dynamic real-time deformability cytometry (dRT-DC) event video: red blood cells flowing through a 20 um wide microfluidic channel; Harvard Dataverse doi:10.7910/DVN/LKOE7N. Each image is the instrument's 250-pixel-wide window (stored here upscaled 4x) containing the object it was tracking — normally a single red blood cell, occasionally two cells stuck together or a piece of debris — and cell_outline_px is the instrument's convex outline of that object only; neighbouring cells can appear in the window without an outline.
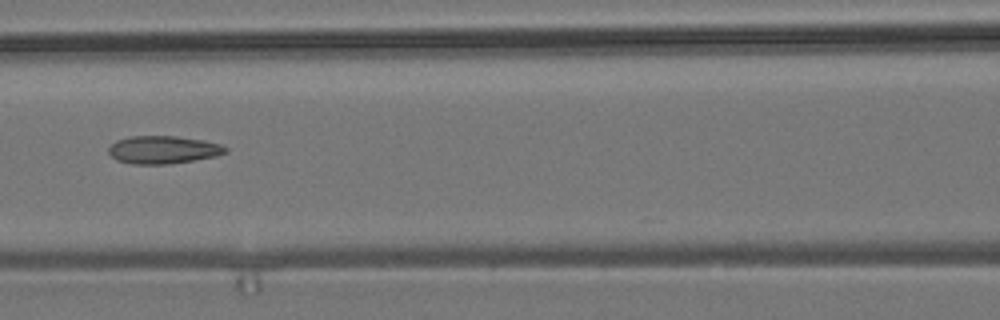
{"species": "common noctule bat (a hibernating species)", "species_latin": "Nyctalus noctula", "temperature_condition": "room temperature", "stored_images_in_passage": 9, "camera_frame_rate_fps": 3000, "um_per_image_px": 0.085, "animal": {"sex": "male", "body_mass_g": 19.2, "forearm_length_mm": 51.8}, "frame": {"image": 1, "passage_image": 6, "time_ms": 7.0, "image_size_px": [1000, 320], "cell_outline_px": [[228, 152], [216, 156], [168, 164], [132, 164], [116, 160], [108, 152], [108, 148], [116, 140], [132, 136], [176, 136], [204, 140], [220, 144], [228, 148]], "centroid_in_image_um": [13.87, 12.72], "position_along_channel_um": 152.7, "area_um2": 18.96}}
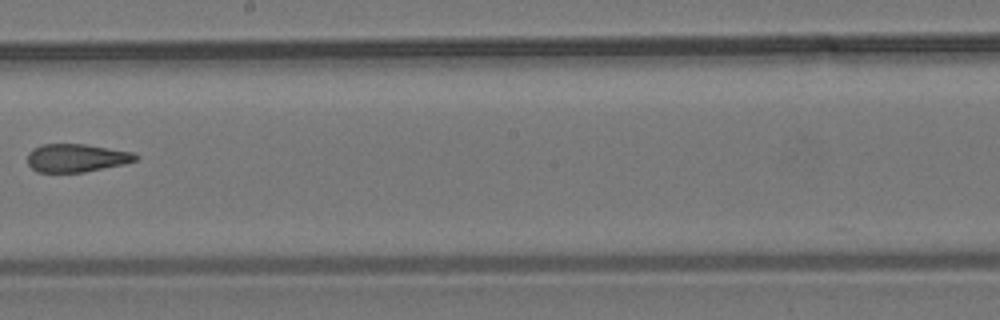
{"frame": {"image": 2, "passage_image": 8, "time_ms": 9.333, "image_size_px": [1000, 320], "cell_outline_px": [[140, 156], [136, 160], [124, 164], [84, 172], [36, 172], [28, 164], [28, 152], [32, 148], [40, 144], [84, 144], [132, 152]], "centroid_in_image_um": [6.47, 13.42], "position_along_channel_um": 241.7, "area_um2": 17.74}}
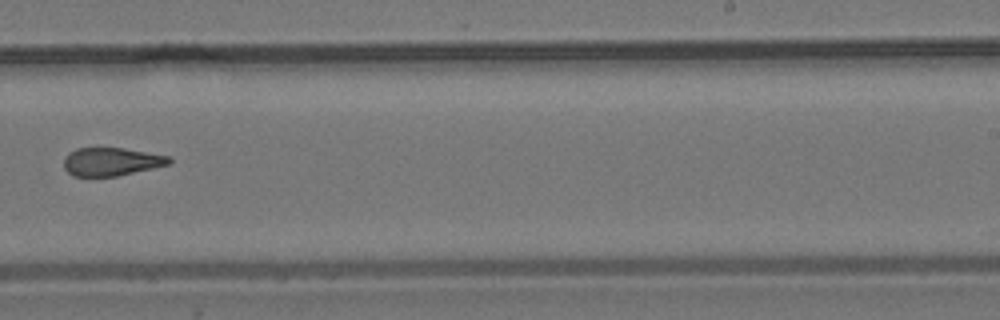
{"frame": {"image": 3, "passage_image": 9, "time_ms": 10.333, "image_size_px": [1000, 320], "cell_outline_px": [[172, 160], [168, 164], [152, 168], [116, 176], [72, 176], [64, 168], [64, 156], [68, 152], [76, 148], [124, 148], [168, 156]], "centroid_in_image_um": [9.4, 13.73], "position_along_channel_um": 279.6, "area_um2": 17.17}}